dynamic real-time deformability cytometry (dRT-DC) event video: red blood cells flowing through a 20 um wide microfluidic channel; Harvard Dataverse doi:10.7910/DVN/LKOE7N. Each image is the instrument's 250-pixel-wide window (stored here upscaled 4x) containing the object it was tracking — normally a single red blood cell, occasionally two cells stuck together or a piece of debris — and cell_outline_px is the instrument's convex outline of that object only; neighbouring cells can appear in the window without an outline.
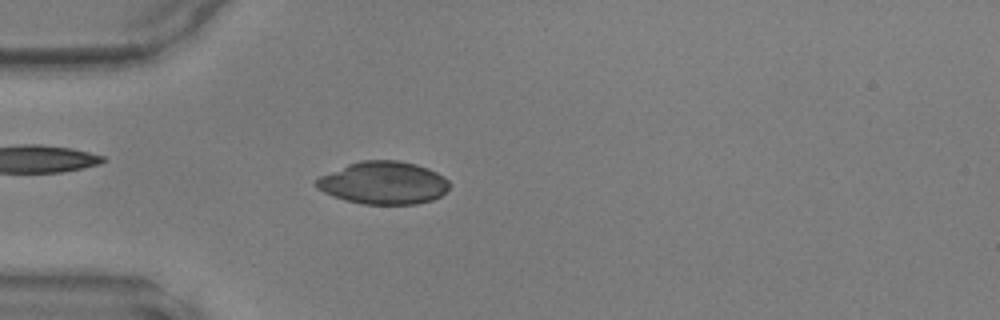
{"species": "common noctule bat (a hibernating species)", "species_latin": "Nyctalus noctula", "temperature_condition": "warm", "stored_images_in_passage": 47, "camera_frame_rate_fps": 3000, "um_per_image_px": 0.085, "animal": {"sex": "male", "body_mass_g": 17.9, "forearm_length_mm": 54.2}, "frame": {"image": 1, "passage_image": 13, "time_ms": 4.0, "image_size_px": [1000, 320], "cell_outline_px": [[452, 184], [440, 196], [432, 200], [416, 204], [364, 204], [344, 200], [332, 196], [316, 188], [312, 184], [320, 176], [348, 164], [360, 160], [400, 160], [416, 164], [428, 168], [444, 176]], "centroid_in_image_um": [32.59, 15.54], "position_along_channel_um": 52.4, "area_um2": 33.35}}
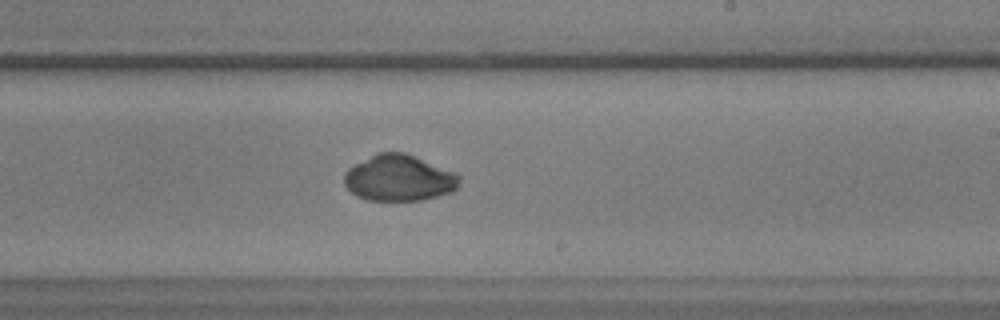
{"frame": {"image": 2, "passage_image": 28, "time_ms": 9.0, "image_size_px": [1000, 320], "cell_outline_px": [[460, 180], [456, 188], [452, 192], [420, 200], [368, 200], [356, 196], [344, 184], [344, 172], [348, 168], [376, 152], [404, 152], [416, 156], [456, 172], [460, 176]], "centroid_in_image_um": [33.92, 15.12], "position_along_channel_um": 255.1, "area_um2": 31.1}}
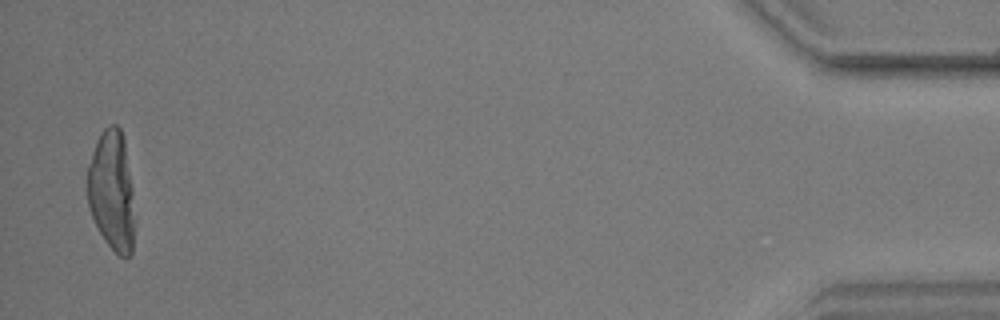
{"frame": {"image": 3, "passage_image": 46, "time_ms": 15.0, "image_size_px": [1000, 320], "cell_outline_px": [[132, 252], [124, 260], [104, 240], [92, 216], [88, 204], [88, 164], [96, 140], [100, 132], [104, 128], [112, 124], [116, 124], [120, 128], [124, 136], [132, 188]], "centroid_in_image_um": [9.48, 16.16], "position_along_channel_um": 425.7, "area_um2": 32.6}}